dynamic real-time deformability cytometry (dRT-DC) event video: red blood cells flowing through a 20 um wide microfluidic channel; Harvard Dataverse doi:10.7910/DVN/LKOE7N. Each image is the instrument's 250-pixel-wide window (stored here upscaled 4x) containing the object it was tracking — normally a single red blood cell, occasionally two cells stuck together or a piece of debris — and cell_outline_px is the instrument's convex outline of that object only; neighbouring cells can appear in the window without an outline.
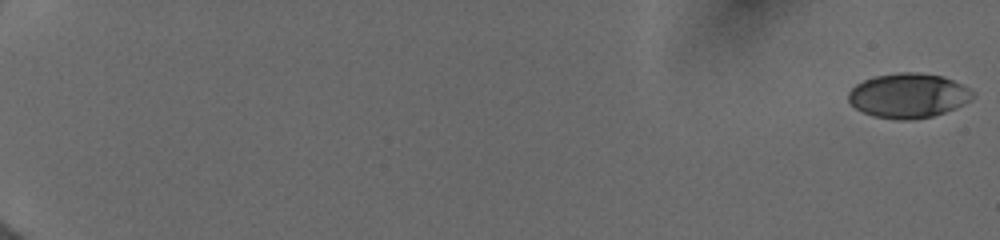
{"species": "human", "species_latin": "Homo sapiens", "temperature_condition": "cold", "stored_images_in_passage": 30, "camera_frame_rate_fps": 3000, "um_per_image_px": 0.085, "donor": {"sex": "female"}, "frame": {"image": 1, "passage_image": 1, "time_ms": 0.0, "image_size_px": [1000, 240], "cell_outline_px": [[976, 92], [972, 100], [964, 104], [944, 112], [932, 116], [908, 120], [900, 120], [872, 116], [856, 108], [848, 100], [848, 92], [856, 84], [864, 80], [876, 76], [900, 72], [916, 72], [944, 76]], "centroid_in_image_um": [77.22, 8.12], "position_along_channel_um": 7.8, "area_um2": 32.25}}
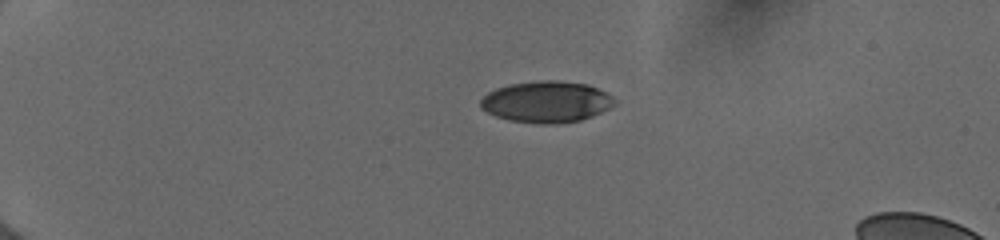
{"frame": {"image": 2, "passage_image": 19, "time_ms": 4.667, "image_size_px": [1000, 240], "cell_outline_px": [[616, 104], [592, 116], [580, 120], [556, 124], [540, 124], [508, 120], [496, 116], [480, 108], [480, 100], [488, 92], [496, 88], [508, 84], [540, 80], [556, 80], [588, 84], [612, 96], [616, 100]], "centroid_in_image_um": [46.43, 8.65], "position_along_channel_um": 38.6, "area_um2": 32.37}}